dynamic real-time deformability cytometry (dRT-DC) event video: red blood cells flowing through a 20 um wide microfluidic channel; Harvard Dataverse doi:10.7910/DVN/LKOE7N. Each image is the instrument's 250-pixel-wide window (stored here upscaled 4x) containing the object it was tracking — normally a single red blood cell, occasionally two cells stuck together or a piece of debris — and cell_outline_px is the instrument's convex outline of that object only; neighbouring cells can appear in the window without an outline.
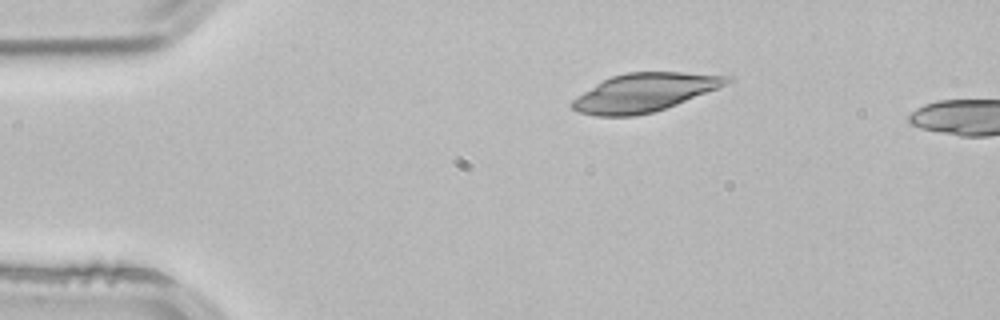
{"species": "common noctule bat (a hibernating species)", "species_latin": "Nyctalus noctula", "temperature_condition": "room temperature", "stored_images_in_passage": 3, "segment_of_instrument_passage": [2, 2], "camera_frame_rate_fps": 3000, "um_per_image_px": 0.085, "animal": {"sex": "male", "body_mass_g": 21.5, "forearm_length_mm": 52.0}, "frame": {"image": 1, "passage_image": 3, "time_ms": 0.667, "image_size_px": [1000, 320], "cell_outline_px": [[736, 80], [676, 104], [652, 112], [636, 116], [596, 116], [580, 112], [572, 108], [572, 100], [596, 84], [612, 76], [624, 72], [680, 72], [732, 76]], "centroid_in_image_um": [54.79, 7.85], "position_along_channel_um": 30.2, "area_um2": 34.04}}